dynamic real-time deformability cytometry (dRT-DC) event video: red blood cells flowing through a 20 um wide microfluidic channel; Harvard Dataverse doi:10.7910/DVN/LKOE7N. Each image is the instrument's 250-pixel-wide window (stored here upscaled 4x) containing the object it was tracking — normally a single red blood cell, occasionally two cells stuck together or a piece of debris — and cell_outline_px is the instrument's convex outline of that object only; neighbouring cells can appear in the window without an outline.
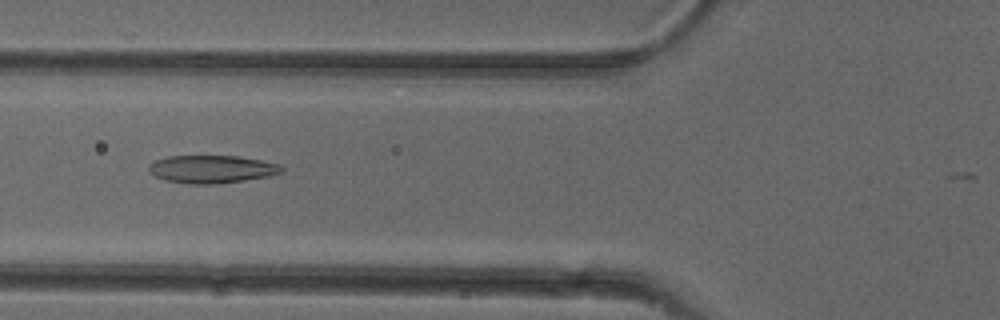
{"species": "common noctule bat (a hibernating species)", "species_latin": "Nyctalus noctula", "temperature_condition": "cold", "stored_images_in_passage": 30, "camera_frame_rate_fps": 3000, "um_per_image_px": 0.085, "animal": {"sex": "female"}, "frame": {"image": 1, "passage_image": 4, "time_ms": 1.0, "image_size_px": [1000, 320], "cell_outline_px": [[284, 172], [272, 176], [216, 184], [188, 184], [164, 180], [156, 176], [148, 168], [148, 164], [156, 160], [168, 156], [236, 156], [260, 160], [280, 164], [284, 168]], "centroid_in_image_um": [18.04, 14.38], "position_along_channel_um": 107.8, "area_um2": 21.62}}
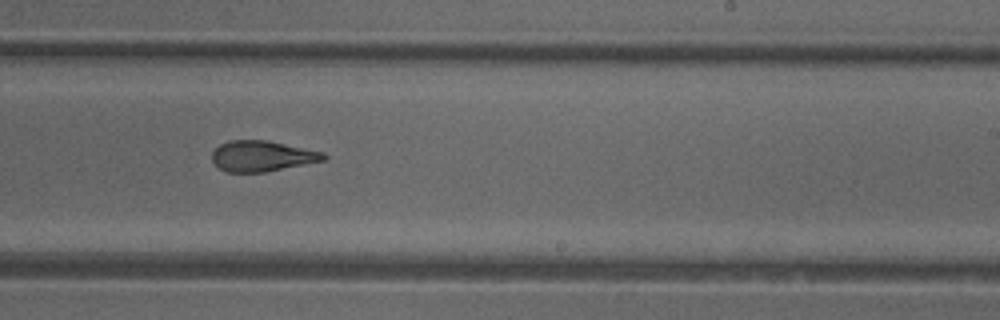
{"frame": {"image": 2, "passage_image": 16, "time_ms": 5.0, "image_size_px": [1000, 320], "cell_outline_px": [[328, 160], [264, 172], [228, 172], [220, 168], [212, 160], [212, 152], [220, 144], [228, 140], [268, 140], [324, 152], [328, 156]], "centroid_in_image_um": [22.32, 13.26], "position_along_channel_um": 266.7, "area_um2": 20.06}}
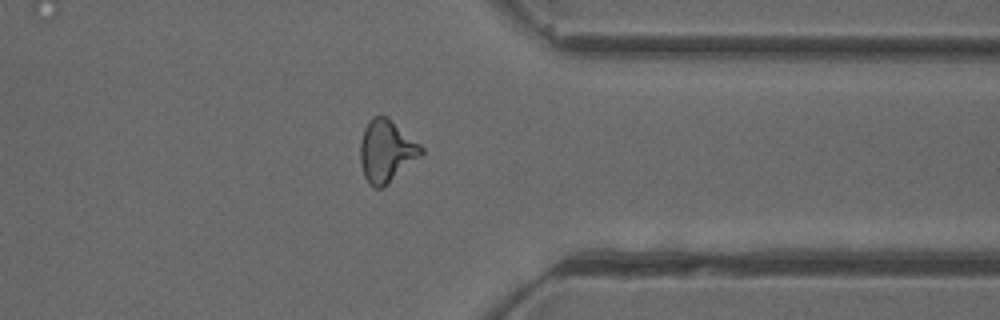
{"frame": {"image": 3, "passage_image": 25, "time_ms": 8.0, "image_size_px": [1000, 320], "cell_outline_px": [[424, 152], [420, 156], [384, 188], [372, 188], [368, 184], [364, 176], [360, 164], [360, 144], [364, 128], [368, 120], [372, 116], [388, 116], [420, 144], [424, 148]], "centroid_in_image_um": [32.83, 12.85], "position_along_channel_um": 378.6, "area_um2": 22.37}}